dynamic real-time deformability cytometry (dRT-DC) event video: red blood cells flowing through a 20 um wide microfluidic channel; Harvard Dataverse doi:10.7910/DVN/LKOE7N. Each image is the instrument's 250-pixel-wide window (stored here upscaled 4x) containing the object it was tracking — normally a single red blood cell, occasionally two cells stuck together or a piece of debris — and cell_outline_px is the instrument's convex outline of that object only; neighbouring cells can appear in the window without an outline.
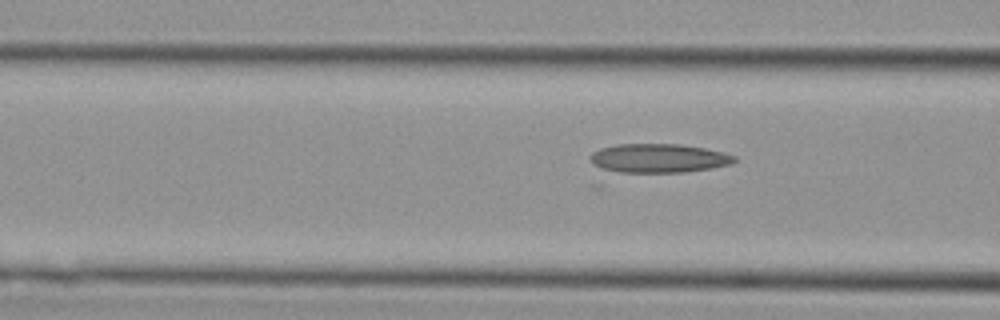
{"species": "Egyptian fruit bat (a non-hibernating species)", "species_latin": "Rousettus aegyptiacus", "temperature_condition": "cold", "stored_images_in_passage": 10, "camera_frame_rate_fps": 3000, "um_per_image_px": 0.085, "animal": {"sex": "female"}, "frame": {"image": 1, "passage_image": 8, "time_ms": 2.333, "image_size_px": [1000, 320], "cell_outline_px": [[736, 160], [732, 164], [684, 172], [608, 172], [592, 164], [588, 160], [588, 156], [592, 152], [600, 148], [616, 144], [680, 144], [704, 148], [724, 152], [736, 156]], "centroid_in_image_um": [55.91, 13.45], "position_along_channel_um": 110.7, "area_um2": 24.57}}